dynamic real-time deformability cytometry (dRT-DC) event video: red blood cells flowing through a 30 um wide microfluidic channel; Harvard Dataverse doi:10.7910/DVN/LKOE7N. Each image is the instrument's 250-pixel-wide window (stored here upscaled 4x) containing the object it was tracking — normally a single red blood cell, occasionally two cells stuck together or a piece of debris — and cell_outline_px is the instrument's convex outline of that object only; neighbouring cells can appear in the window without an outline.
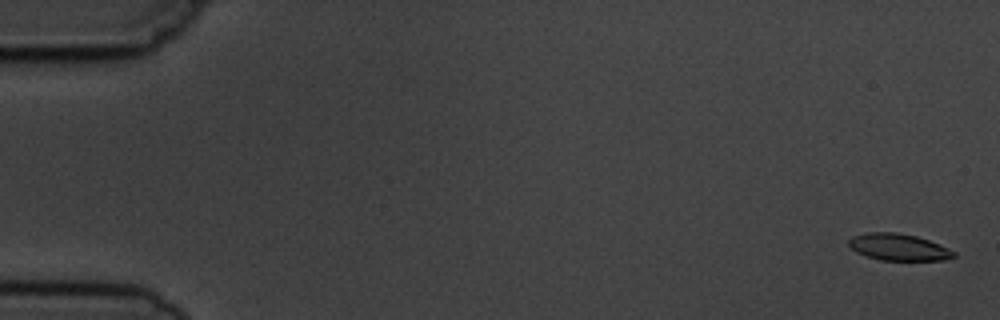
{"species": "common noctule bat (a hibernating species)", "species_latin": "Nyctalus noctula", "temperature_condition": "cold", "stored_images_in_passage": 6, "camera_frame_rate_fps": 3000, "um_per_image_px": 0.085, "animal": {"sex": "male", "body_mass_g": 19.5, "forearm_length_mm": 54.6}, "frame": {"image": 1, "passage_image": 1, "time_ms": 0.0, "image_size_px": [1000, 320], "cell_outline_px": [[956, 256], [944, 260], [880, 260], [856, 252], [848, 244], [848, 240], [852, 236], [864, 232], [896, 232], [916, 236], [940, 244], [956, 252]], "centroid_in_image_um": [76.37, 21.0], "position_along_channel_um": 8.6, "area_um2": 16.42}}